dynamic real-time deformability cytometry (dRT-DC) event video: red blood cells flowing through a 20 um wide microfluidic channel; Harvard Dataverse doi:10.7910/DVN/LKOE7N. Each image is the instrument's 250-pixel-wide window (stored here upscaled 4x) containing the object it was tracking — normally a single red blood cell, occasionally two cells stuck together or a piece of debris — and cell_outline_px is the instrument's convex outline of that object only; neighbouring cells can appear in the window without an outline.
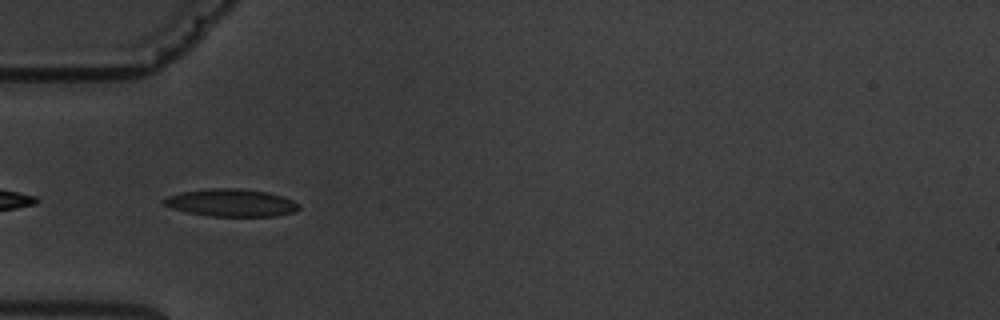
{"species": "common noctule bat (a hibernating species)", "species_latin": "Nyctalus noctula", "temperature_condition": "warm", "stored_images_in_passage": 7, "camera_frame_rate_fps": 3000, "um_per_image_px": 0.085, "animal": {"sex": "male", "body_mass_g": 19.5, "forearm_length_mm": 54.6}, "frame": {"image": 1, "passage_image": 6, "time_ms": 5.667, "image_size_px": [1000, 320], "cell_outline_px": [[300, 208], [292, 212], [276, 216], [208, 216], [188, 212], [172, 208], [164, 204], [160, 200], [168, 196], [184, 192], [212, 188], [240, 188], [268, 192], [292, 200], [300, 204]], "centroid_in_image_um": [19.66, 17.23], "position_along_channel_um": 65.3, "area_um2": 21.5}}
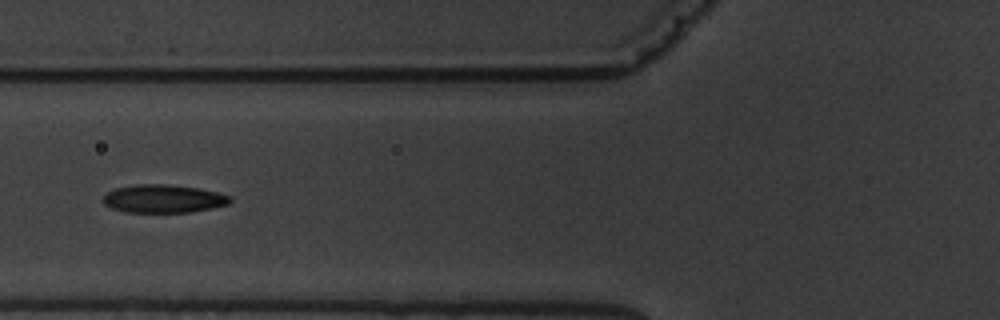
{"frame": {"image": 2, "passage_image": 7, "time_ms": 7.0, "image_size_px": [1000, 320], "cell_outline_px": [[232, 200], [228, 204], [212, 208], [192, 212], [124, 212], [112, 208], [104, 204], [104, 196], [108, 192], [116, 188], [136, 184], [168, 184], [200, 188], [220, 192], [232, 196]], "centroid_in_image_um": [13.94, 16.88], "position_along_channel_um": 111.9, "area_um2": 20.98}}